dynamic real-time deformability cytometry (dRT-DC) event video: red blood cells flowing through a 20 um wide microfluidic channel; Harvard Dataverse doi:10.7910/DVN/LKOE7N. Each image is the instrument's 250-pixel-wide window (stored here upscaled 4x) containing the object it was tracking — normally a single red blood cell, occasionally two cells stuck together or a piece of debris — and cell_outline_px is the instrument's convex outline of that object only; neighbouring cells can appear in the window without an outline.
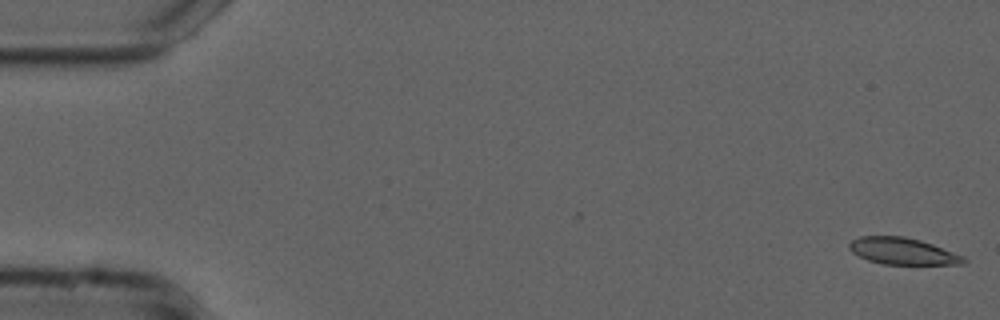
{"species": "common noctule bat (a hibernating species)", "species_latin": "Nyctalus noctula", "temperature_condition": "cold", "stored_images_in_passage": 54, "camera_frame_rate_fps": 3000, "um_per_image_px": 0.085, "animal": {"sex": "male", "forearm_length_mm": 52.5}, "frame": {"image": 1, "passage_image": 1, "time_ms": 0.0, "image_size_px": [1000, 320], "cell_outline_px": [[968, 260], [964, 264], [884, 264], [868, 260], [852, 252], [848, 248], [848, 244], [852, 240], [860, 236], [904, 236], [920, 240], [932, 244], [964, 256]], "centroid_in_image_um": [76.72, 21.34], "position_along_channel_um": 8.3, "area_um2": 17.74}}
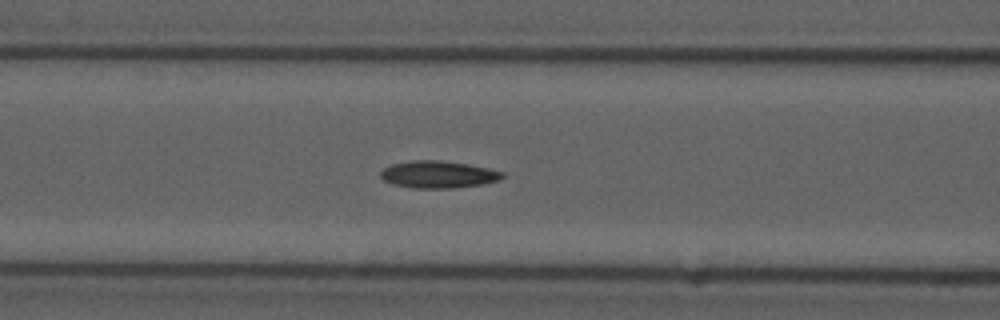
{"frame": {"image": 2, "passage_image": 22, "time_ms": 7.0, "image_size_px": [1000, 320], "cell_outline_px": [[504, 176], [500, 180], [484, 184], [456, 188], [412, 188], [392, 184], [384, 180], [380, 176], [380, 172], [384, 168], [392, 164], [412, 160], [440, 160], [468, 164], [488, 168], [504, 172]], "centroid_in_image_um": [37.26, 14.83], "position_along_channel_um": 129.3, "area_um2": 19.42}}
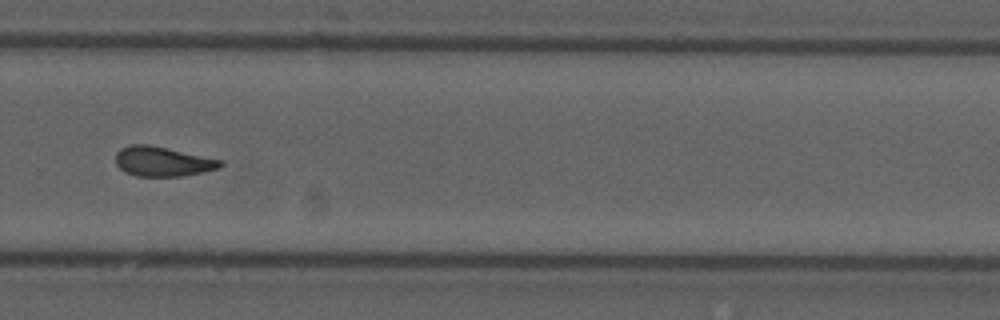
{"frame": {"image": 3, "passage_image": 37, "time_ms": 12.0, "image_size_px": [1000, 320], "cell_outline_px": [[224, 164], [220, 168], [204, 172], [180, 176], [136, 176], [124, 172], [116, 164], [116, 152], [120, 148], [132, 144], [148, 144], [224, 160]], "centroid_in_image_um": [13.84, 13.72], "position_along_channel_um": 316.0, "area_um2": 18.26}, "authors_computed_cell_mechanics": {"area_um2": 18.2648, "velocity_mm_per_s": 3.7433, "shape_relaxation_time_tau1_ms": null, "shape_relaxation_time_tau2_ms": 2.6487, "deformation_change_tau1": null, "deformation_change_tau2": 0.0938}}